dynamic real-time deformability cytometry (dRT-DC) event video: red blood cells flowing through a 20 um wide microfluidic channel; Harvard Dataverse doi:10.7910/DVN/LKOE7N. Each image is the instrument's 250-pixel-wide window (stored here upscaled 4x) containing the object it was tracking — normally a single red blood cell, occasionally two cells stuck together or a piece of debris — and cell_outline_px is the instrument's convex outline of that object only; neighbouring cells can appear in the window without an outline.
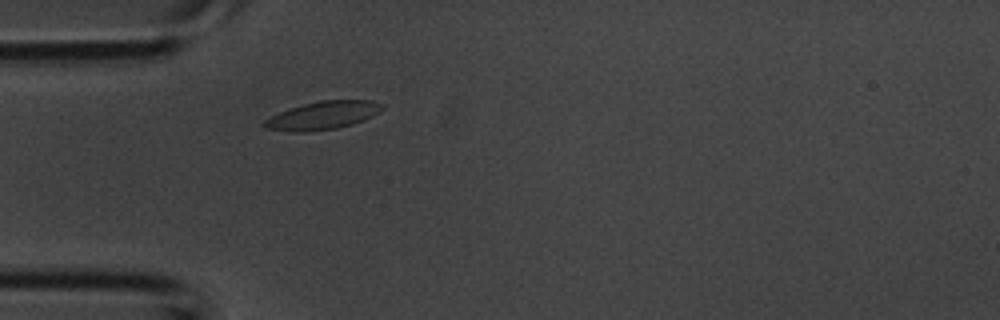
{"species": "common noctule bat (a hibernating species)", "species_latin": "Nyctalus noctula", "temperature_condition": "room temperature", "stored_images_in_passage": 1, "camera_frame_rate_fps": 3000, "um_per_image_px": 0.085, "animal": {"sex": "male", "body_mass_g": 20.1, "forearm_length_mm": 53.5}, "frame": {"image": 1, "passage_image": 1, "time_ms": 0.0, "image_size_px": [1000, 320], "cell_outline_px": [[384, 108], [380, 112], [364, 120], [352, 124], [336, 128], [304, 132], [296, 132], [264, 128], [260, 124], [264, 120], [280, 112], [304, 104], [320, 100], [372, 100], [384, 104]], "centroid_in_image_um": [27.46, 9.81], "position_along_channel_um": 57.5, "area_um2": 19.25}}